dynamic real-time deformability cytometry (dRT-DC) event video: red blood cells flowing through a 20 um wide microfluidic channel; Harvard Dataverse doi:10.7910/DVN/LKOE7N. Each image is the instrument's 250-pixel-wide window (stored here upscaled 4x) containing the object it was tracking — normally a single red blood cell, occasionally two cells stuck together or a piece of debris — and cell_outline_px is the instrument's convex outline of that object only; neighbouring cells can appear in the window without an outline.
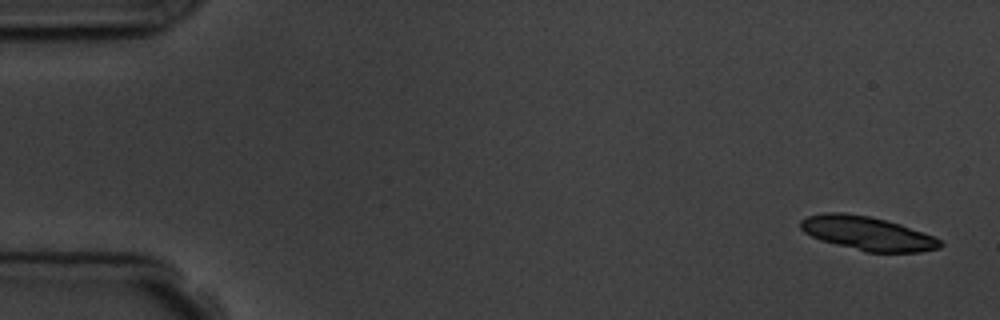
{"species": "common noctule bat (a hibernating species)", "species_latin": "Nyctalus noctula", "temperature_condition": "room temperature", "stored_images_in_passage": 7, "segment_of_instrument_passage": [1, 2], "camera_frame_rate_fps": 3000, "um_per_image_px": 0.085, "animal": {"sex": "male", "body_mass_g": 19.5, "forearm_length_mm": 54.6}, "frame": {"image": 1, "passage_image": 1, "time_ms": 0.0, "image_size_px": [1000, 320], "cell_outline_px": [[944, 244], [940, 248], [920, 252], [864, 252], [820, 240], [804, 232], [800, 228], [800, 220], [808, 216], [824, 212], [844, 212], [868, 216], [900, 224], [932, 236], [940, 240]], "centroid_in_image_um": [73.7, 19.84], "position_along_channel_um": 11.3, "area_um2": 27.46}}